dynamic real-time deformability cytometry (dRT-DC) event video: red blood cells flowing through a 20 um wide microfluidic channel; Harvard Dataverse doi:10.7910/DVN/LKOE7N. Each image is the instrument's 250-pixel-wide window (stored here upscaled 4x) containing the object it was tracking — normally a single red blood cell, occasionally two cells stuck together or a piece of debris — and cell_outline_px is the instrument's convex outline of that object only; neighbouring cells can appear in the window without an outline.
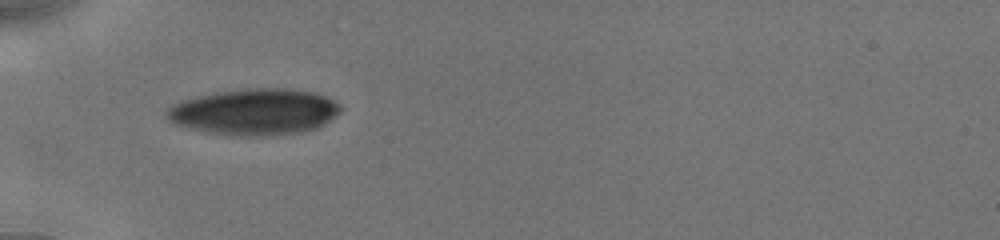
{"species": "human", "species_latin": "Homo sapiens", "temperature_condition": "cold", "stored_images_in_passage": 38, "camera_frame_rate_fps": 3000, "um_per_image_px": 0.085, "donor": {"sex": "male"}, "frame": {"image": 1, "passage_image": 1, "time_ms": 0.0, "image_size_px": [1000, 240], "cell_outline_px": [[344, 108], [336, 116], [324, 124], [316, 128], [304, 132], [268, 136], [232, 136], [208, 132], [176, 124], [164, 112], [172, 104], [180, 100], [216, 92], [248, 88], [288, 88], [316, 92], [340, 104]], "centroid_in_image_um": [21.68, 9.5], "position_along_channel_um": 63.3, "area_um2": 47.11}}
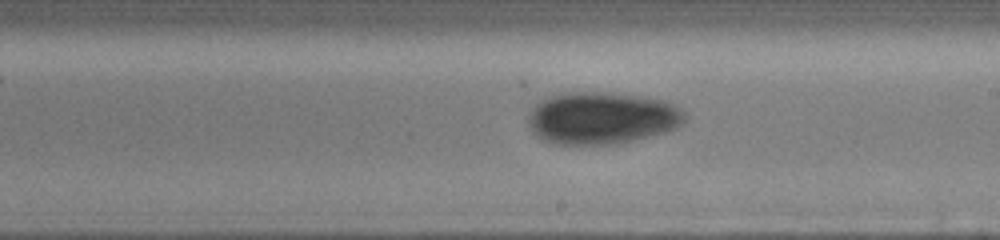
{"frame": {"image": 2, "passage_image": 18, "time_ms": 4.667, "image_size_px": [1000, 240], "cell_outline_px": [[688, 116], [676, 128], [664, 132], [616, 144], [552, 144], [540, 140], [532, 132], [528, 124], [528, 116], [532, 108], [540, 100], [548, 96], [560, 92], [608, 92], [640, 96], [664, 100], [676, 104]], "centroid_in_image_um": [51.11, 10.02], "position_along_channel_um": 237.9, "area_um2": 48.09}}
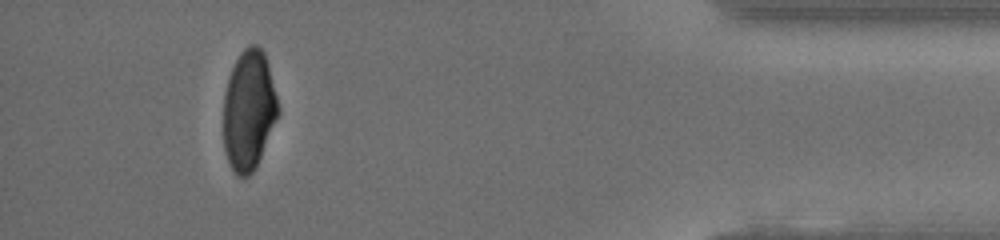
{"frame": {"image": 3, "passage_image": 33, "time_ms": 10.333, "image_size_px": [1000, 240], "cell_outline_px": [[280, 116], [256, 168], [248, 176], [240, 176], [232, 168], [228, 160], [224, 148], [224, 96], [228, 80], [232, 68], [240, 52], [248, 44], [256, 44], [264, 52], [268, 64], [280, 108]], "centroid_in_image_um": [21.19, 9.37], "position_along_channel_um": 414.0, "area_um2": 38.49}, "authors_computed_cell_mechanics": {"area_um2": 46.2111, "velocity_mm_per_s": 3.9285, "shape_relaxation_time_tau1_ms": 3.3038, "shape_relaxation_time_tau2_ms": 10.1265, "deformation_change_tau1": 0.1189, "deformation_change_tau2": 0.1223}}